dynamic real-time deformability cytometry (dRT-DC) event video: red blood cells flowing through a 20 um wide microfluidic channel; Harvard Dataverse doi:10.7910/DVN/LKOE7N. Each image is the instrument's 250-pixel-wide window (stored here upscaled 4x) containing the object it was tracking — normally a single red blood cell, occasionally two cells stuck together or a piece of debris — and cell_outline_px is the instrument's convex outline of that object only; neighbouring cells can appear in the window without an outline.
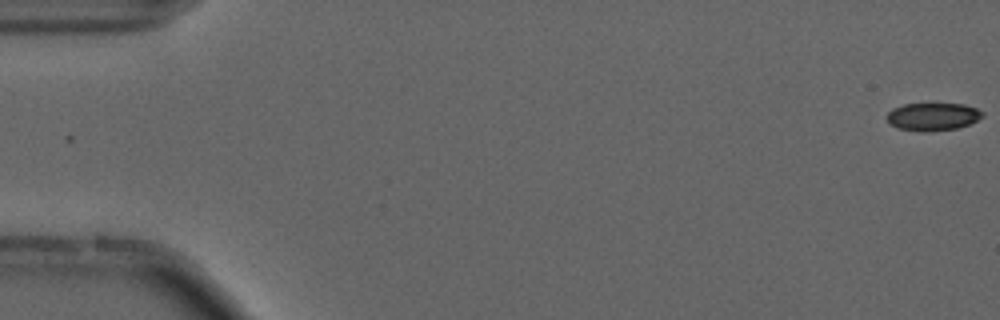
{"species": "common noctule bat (a hibernating species)", "species_latin": "Nyctalus noctula", "temperature_condition": "cold", "stored_images_in_passage": 17, "camera_frame_rate_fps": 3000, "um_per_image_px": 0.085, "animal": {"sex": "male", "forearm_length_mm": 52.5}, "frame": {"image": 1, "passage_image": 1, "time_ms": 0.0, "image_size_px": [1000, 320], "cell_outline_px": [[984, 116], [968, 124], [956, 128], [924, 132], [920, 132], [900, 128], [888, 124], [888, 112], [892, 108], [904, 104], [964, 104], [976, 108], [984, 112]], "centroid_in_image_um": [79.28, 9.91], "position_along_channel_um": 5.7, "area_um2": 15.37}}
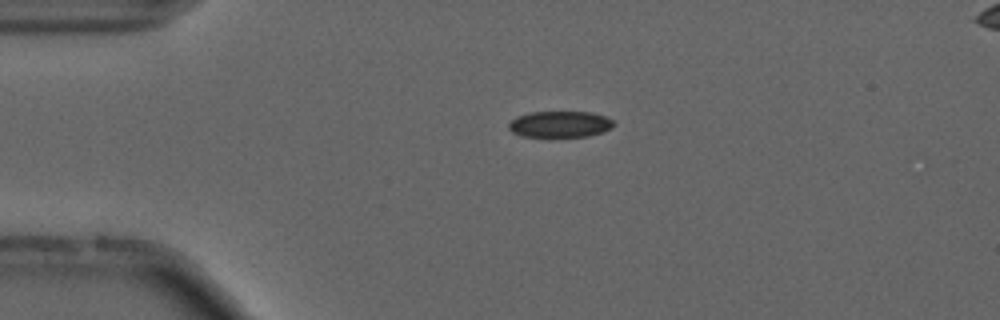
{"frame": {"image": 2, "passage_image": 13, "time_ms": 4.0, "image_size_px": [1000, 320], "cell_outline_px": [[616, 124], [612, 128], [604, 132], [588, 136], [520, 136], [512, 132], [508, 128], [508, 124], [516, 116], [532, 112], [592, 112], [604, 116], [612, 120]], "centroid_in_image_um": [47.61, 10.55], "position_along_channel_um": 37.4, "area_um2": 16.07}}